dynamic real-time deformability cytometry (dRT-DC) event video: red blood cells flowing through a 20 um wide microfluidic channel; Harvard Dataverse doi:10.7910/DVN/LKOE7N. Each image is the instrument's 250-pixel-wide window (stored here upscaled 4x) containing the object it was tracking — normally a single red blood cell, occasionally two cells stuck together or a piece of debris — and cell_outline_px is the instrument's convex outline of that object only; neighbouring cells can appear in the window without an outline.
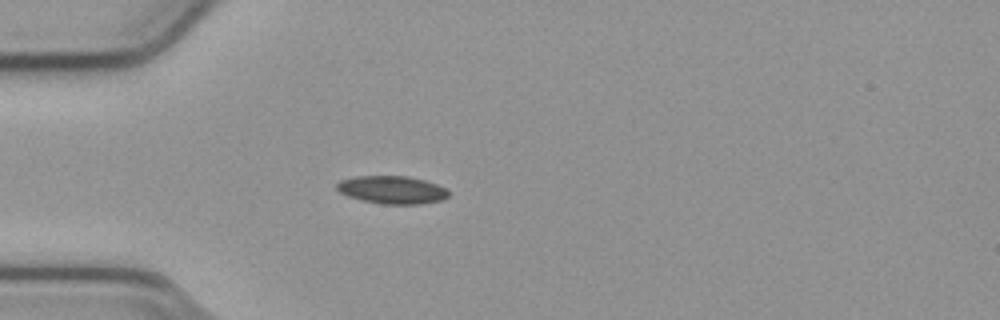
{"species": "common noctule bat (a hibernating species)", "species_latin": "Nyctalus noctula", "temperature_condition": "cold", "stored_images_in_passage": 42, "camera_frame_rate_fps": 3000, "um_per_image_px": 0.085, "animal": {"sex": "male", "body_mass_g": 23.1, "forearm_length_mm": 52.7}, "frame": {"image": 1, "passage_image": 6, "time_ms": 1.667, "image_size_px": [1000, 320], "cell_outline_px": [[448, 196], [440, 200], [420, 204], [384, 204], [364, 200], [348, 196], [340, 192], [336, 188], [336, 184], [340, 180], [356, 176], [408, 176], [424, 180], [436, 184], [444, 188], [448, 192]], "centroid_in_image_um": [33.3, 16.13], "position_along_channel_um": 51.7, "area_um2": 17.92}}
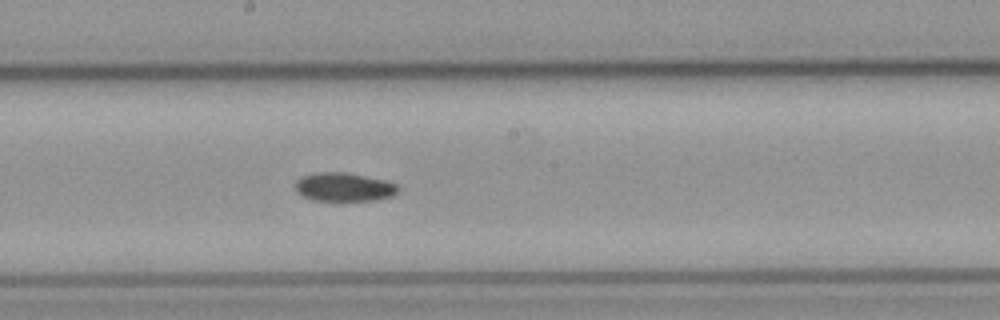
{"frame": {"image": 2, "passage_image": 20, "time_ms": 6.333, "image_size_px": [1000, 320], "cell_outline_px": [[400, 188], [392, 196], [376, 200], [312, 200], [296, 192], [296, 180], [300, 176], [316, 172], [344, 172], [388, 180], [396, 184]], "centroid_in_image_um": [29.24, 15.88], "position_along_channel_um": 219.0, "area_um2": 17.22}}
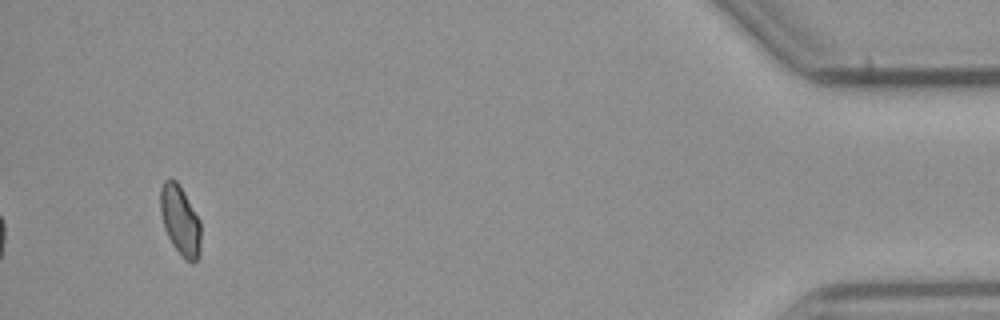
{"frame": {"image": 3, "passage_image": 42, "time_ms": 13.667, "image_size_px": [1000, 320], "cell_outline_px": [[200, 256], [192, 264], [184, 260], [172, 244], [164, 228], [160, 212], [160, 188], [164, 180], [168, 176], [176, 180], [184, 192], [200, 220]], "centroid_in_image_um": [15.31, 18.73], "position_along_channel_um": 419.9, "area_um2": 16.7}, "authors_computed_cell_mechanics": {"area_um2": 17.3978, "velocity_mm_per_s": 3.7989, "shape_relaxation_time_tau1_ms": 3.9455, "shape_relaxation_time_tau2_ms": null, "deformation_change_tau1": 0.096, "deformation_change_tau2": null}}